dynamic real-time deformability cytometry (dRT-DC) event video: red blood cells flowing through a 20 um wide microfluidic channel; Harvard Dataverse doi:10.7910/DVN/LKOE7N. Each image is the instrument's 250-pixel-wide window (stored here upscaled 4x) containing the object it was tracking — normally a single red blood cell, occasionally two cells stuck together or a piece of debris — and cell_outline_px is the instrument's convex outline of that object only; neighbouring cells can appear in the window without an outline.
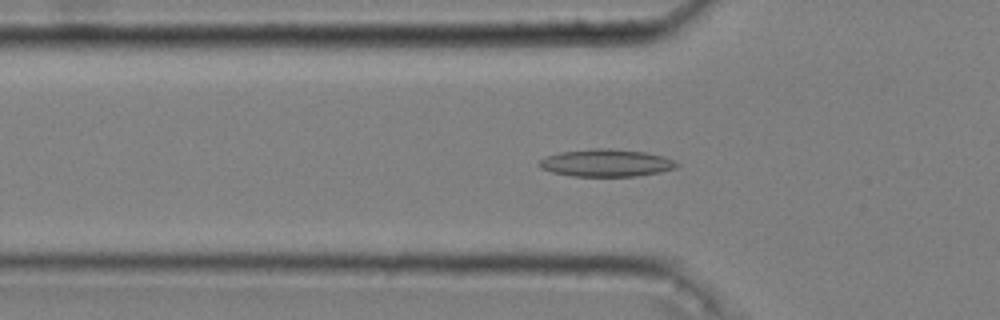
{"species": "common noctule bat (a hibernating species)", "species_latin": "Nyctalus noctula", "temperature_condition": "cold", "stored_images_in_passage": 38, "camera_frame_rate_fps": 3000, "um_per_image_px": 0.085, "animal": {"sex": "male", "body_mass_g": 20.4}, "frame": {"image": 1, "passage_image": 3, "time_ms": 0.667, "image_size_px": [1000, 320], "cell_outline_px": [[680, 164], [676, 168], [660, 172], [636, 176], [572, 176], [552, 172], [540, 168], [536, 164], [544, 156], [560, 152], [592, 148], [608, 148], [644, 152], [664, 156]], "centroid_in_image_um": [51.49, 13.84], "position_along_channel_um": 74.3, "area_um2": 22.08}}
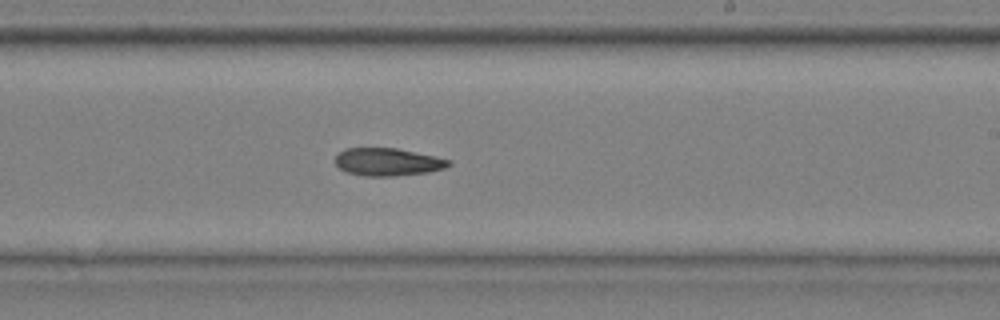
{"frame": {"image": 2, "passage_image": 18, "time_ms": 5.667, "image_size_px": [1000, 320], "cell_outline_px": [[452, 164], [444, 168], [428, 172], [396, 176], [364, 176], [348, 172], [340, 168], [336, 164], [336, 156], [344, 148], [396, 148], [436, 156], [452, 160]], "centroid_in_image_um": [32.99, 13.76], "position_along_channel_um": 256.0, "area_um2": 18.32}}
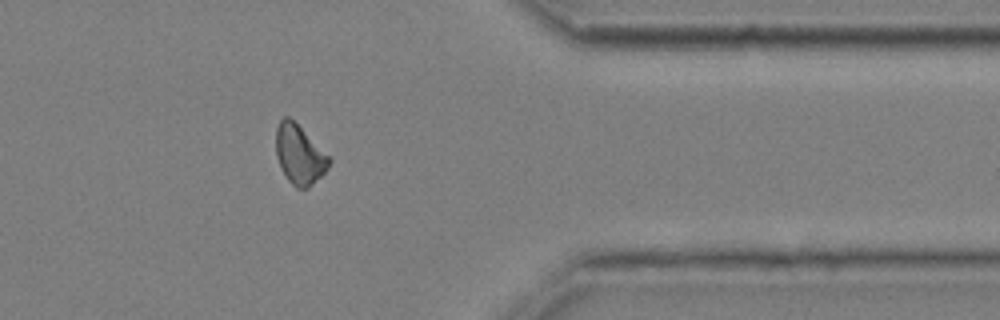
{"frame": {"image": 3, "passage_image": 30, "time_ms": 9.667, "image_size_px": [1000, 320], "cell_outline_px": [[332, 160], [328, 168], [308, 188], [296, 188], [288, 180], [280, 168], [276, 156], [276, 128], [280, 120], [284, 116], [288, 116], [332, 156]], "centroid_in_image_um": [25.47, 13.13], "position_along_channel_um": 385.9, "area_um2": 18.55}}